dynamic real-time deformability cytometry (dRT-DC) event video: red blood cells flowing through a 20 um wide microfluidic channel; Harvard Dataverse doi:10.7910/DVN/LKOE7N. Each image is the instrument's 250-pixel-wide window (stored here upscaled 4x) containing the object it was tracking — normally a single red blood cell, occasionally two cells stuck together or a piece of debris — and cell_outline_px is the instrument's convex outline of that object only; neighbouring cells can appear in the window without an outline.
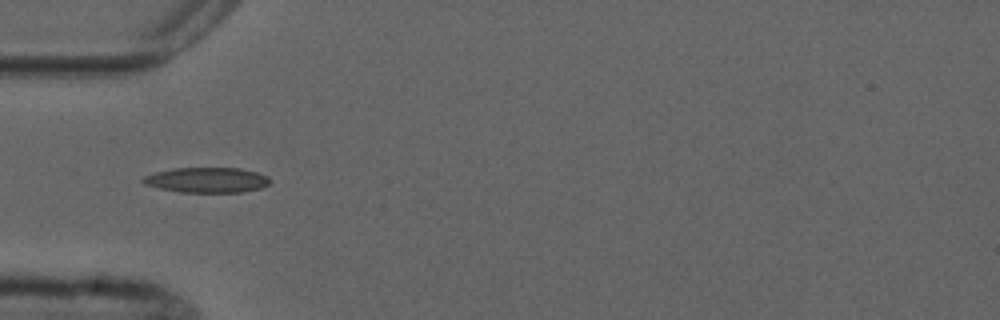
{"species": "common noctule bat (a hibernating species)", "species_latin": "Nyctalus noctula", "temperature_condition": "cold", "stored_images_in_passage": 4, "camera_frame_rate_fps": 3000, "um_per_image_px": 0.085, "animal": {"sex": "male", "forearm_length_mm": 52.5}, "frame": {"image": 1, "passage_image": 4, "time_ms": 3.333, "image_size_px": [1000, 320], "cell_outline_px": [[268, 184], [260, 188], [240, 192], [180, 192], [160, 188], [144, 184], [140, 180], [144, 176], [156, 172], [172, 168], [240, 168], [256, 172], [268, 176]], "centroid_in_image_um": [17.55, 15.29], "position_along_channel_um": 67.5, "area_um2": 18.5}}